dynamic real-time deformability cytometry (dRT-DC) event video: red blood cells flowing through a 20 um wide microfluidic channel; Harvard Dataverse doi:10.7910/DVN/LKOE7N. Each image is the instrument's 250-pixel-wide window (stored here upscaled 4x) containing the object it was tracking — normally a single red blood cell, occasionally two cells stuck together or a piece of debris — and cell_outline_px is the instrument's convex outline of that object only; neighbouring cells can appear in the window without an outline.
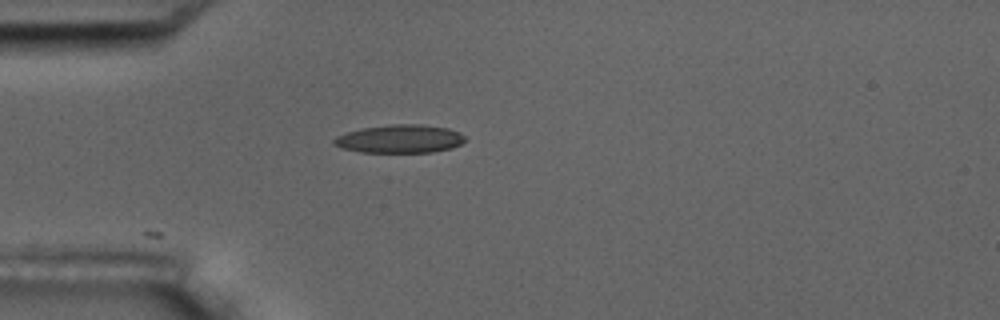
{"species": "common noctule bat (a hibernating species)", "species_latin": "Nyctalus noctula", "temperature_condition": "room temperature", "stored_images_in_passage": 1, "camera_frame_rate_fps": 3000, "um_per_image_px": 0.085, "animal": {"sex": "male", "body_mass_g": 17.5, "forearm_length_mm": 52.3}, "frame": {"image": 1, "passage_image": 1, "time_ms": 0.0, "image_size_px": [1000, 320], "cell_outline_px": [[464, 140], [460, 144], [452, 148], [432, 152], [360, 152], [344, 148], [332, 144], [332, 140], [336, 136], [360, 128], [388, 124], [420, 124], [448, 128], [460, 132], [464, 136]], "centroid_in_image_um": [33.97, 11.79], "position_along_channel_um": 51.0, "area_um2": 21.62}}